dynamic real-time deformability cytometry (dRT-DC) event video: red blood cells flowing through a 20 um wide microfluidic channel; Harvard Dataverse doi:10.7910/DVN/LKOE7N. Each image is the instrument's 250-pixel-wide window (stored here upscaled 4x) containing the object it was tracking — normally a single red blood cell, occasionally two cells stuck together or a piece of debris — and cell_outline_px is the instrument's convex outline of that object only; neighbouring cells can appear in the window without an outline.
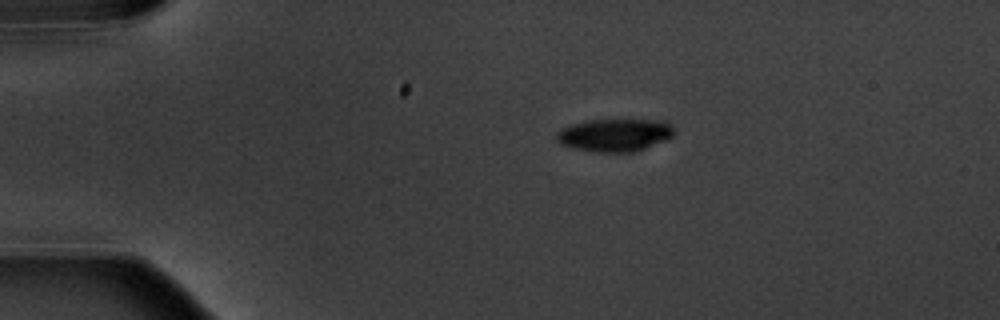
{"species": "common noctule bat (a hibernating species)", "species_latin": "Nyctalus noctula", "temperature_condition": "warm", "stored_images_in_passage": 6, "camera_frame_rate_fps": 3000, "um_per_image_px": 0.085, "animal": {"sex": "male", "body_mass_g": 20.1, "forearm_length_mm": 53.5}, "frame": {"image": 1, "passage_image": 4, "time_ms": 3.667, "image_size_px": [1000, 320], "cell_outline_px": [[672, 136], [668, 140], [636, 152], [596, 152], [572, 148], [556, 140], [556, 132], [572, 124], [588, 120], [664, 120], [672, 124]], "centroid_in_image_um": [52.29, 11.48], "position_along_channel_um": 32.7, "area_um2": 22.48}}